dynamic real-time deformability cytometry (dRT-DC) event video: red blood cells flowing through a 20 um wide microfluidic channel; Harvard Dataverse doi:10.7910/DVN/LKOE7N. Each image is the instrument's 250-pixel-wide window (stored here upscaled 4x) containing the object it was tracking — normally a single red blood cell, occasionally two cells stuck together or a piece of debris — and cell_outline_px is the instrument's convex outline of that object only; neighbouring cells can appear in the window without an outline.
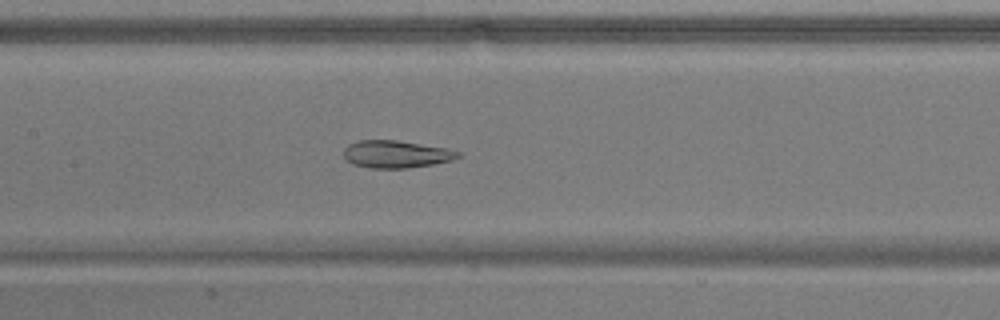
{"species": "common noctule bat (a hibernating species)", "species_latin": "Nyctalus noctula", "temperature_condition": "warm", "stored_images_in_passage": 49, "camera_frame_rate_fps": 3000, "um_per_image_px": 0.085, "animal": {"sex": "male", "body_mass_g": 17.9}, "frame": {"image": 1, "passage_image": 21, "time_ms": 6.667, "image_size_px": [1000, 320], "cell_outline_px": [[460, 156], [452, 160], [432, 164], [408, 168], [368, 168], [352, 164], [344, 160], [344, 148], [348, 144], [360, 140], [396, 140], [448, 148], [460, 152]], "centroid_in_image_um": [33.64, 13.1], "position_along_channel_um": 173.8, "area_um2": 18.38}}
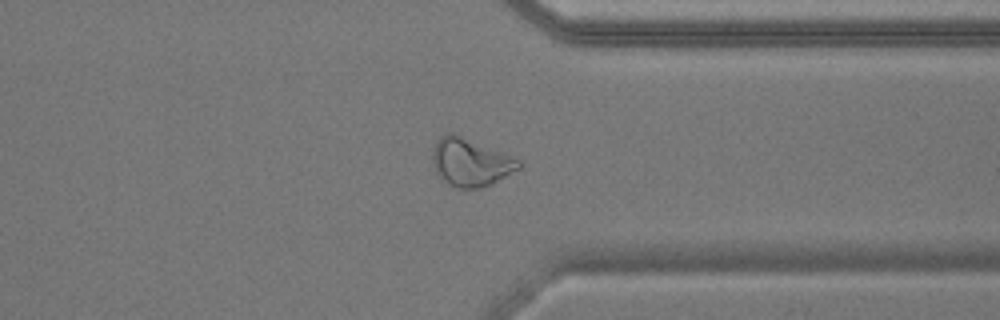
{"frame": {"image": 2, "passage_image": 37, "time_ms": 12.0, "image_size_px": [1000, 320], "cell_outline_px": [[524, 164], [520, 168], [492, 184], [480, 188], [456, 188], [448, 184], [436, 172], [432, 160], [432, 152], [436, 140], [444, 132], [452, 132], [520, 160]], "centroid_in_image_um": [39.97, 13.79], "position_along_channel_um": 371.4, "area_um2": 23.99}}
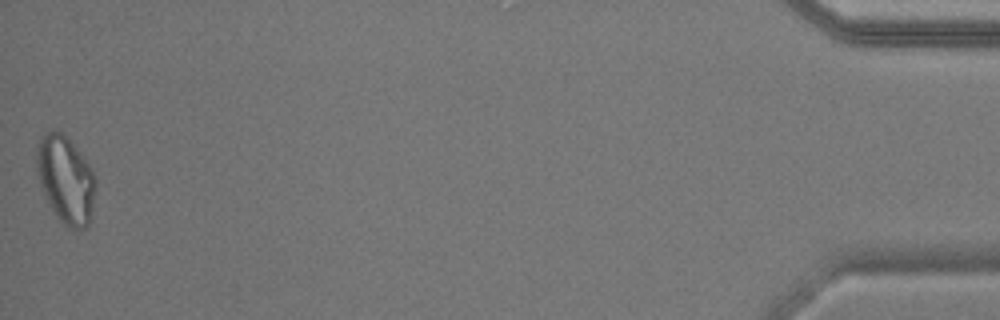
{"frame": {"image": 3, "passage_image": 49, "time_ms": 16.0, "image_size_px": [1000, 320], "cell_outline_px": [[96, 184], [92, 212], [88, 224], [84, 228], [68, 228], [60, 220], [44, 196], [40, 184], [36, 168], [36, 148], [40, 136], [52, 128], [64, 132], [92, 168], [96, 180]], "centroid_in_image_um": [5.57, 15.2], "position_along_channel_um": 429.6, "area_um2": 30.29}, "authors_computed_cell_mechanics": {"area_um2": 23.987, "velocity_mm_per_s": 3.7481, "shape_relaxation_time_tau1_ms": null, "shape_relaxation_time_tau2_ms": 3.019, "deformation_change_tau1": null, "deformation_change_tau2": 0.0926}}